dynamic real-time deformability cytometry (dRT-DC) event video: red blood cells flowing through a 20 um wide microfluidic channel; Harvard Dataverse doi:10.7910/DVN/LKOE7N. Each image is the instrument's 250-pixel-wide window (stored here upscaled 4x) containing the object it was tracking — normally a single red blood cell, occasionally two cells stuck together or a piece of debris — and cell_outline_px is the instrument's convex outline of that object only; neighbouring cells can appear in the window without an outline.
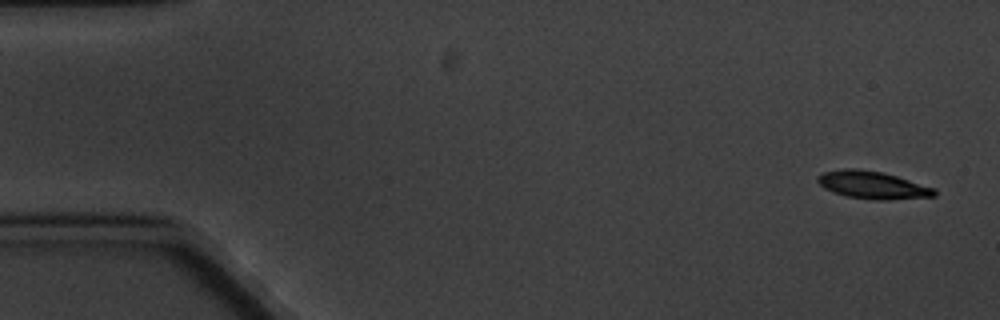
{"species": "common noctule bat (a hibernating species)", "species_latin": "Nyctalus noctula", "temperature_condition": "cold", "stored_images_in_passage": 9, "camera_frame_rate_fps": 3000, "um_per_image_px": 0.085, "animal": {"sex": "male", "body_mass_g": 20.1, "forearm_length_mm": 53.5}, "frame": {"image": 1, "passage_image": 1, "time_ms": 0.0, "image_size_px": [1000, 320], "cell_outline_px": [[936, 196], [888, 200], [880, 200], [848, 196], [832, 192], [824, 188], [816, 180], [816, 176], [824, 172], [844, 168], [856, 168], [884, 172], [936, 188]], "centroid_in_image_um": [74.18, 15.71], "position_along_channel_um": 10.8, "area_um2": 18.84}}
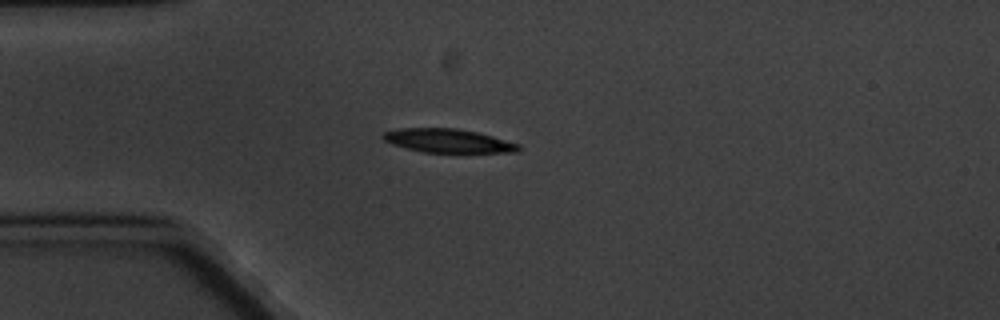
{"frame": {"image": 2, "passage_image": 4, "time_ms": 4.333, "image_size_px": [1000, 320], "cell_outline_px": [[520, 152], [424, 152], [392, 144], [384, 140], [380, 136], [384, 132], [396, 128], [456, 128], [476, 132], [492, 136], [520, 144]], "centroid_in_image_um": [38.07, 11.95], "position_along_channel_um": 46.9, "area_um2": 18.61}}